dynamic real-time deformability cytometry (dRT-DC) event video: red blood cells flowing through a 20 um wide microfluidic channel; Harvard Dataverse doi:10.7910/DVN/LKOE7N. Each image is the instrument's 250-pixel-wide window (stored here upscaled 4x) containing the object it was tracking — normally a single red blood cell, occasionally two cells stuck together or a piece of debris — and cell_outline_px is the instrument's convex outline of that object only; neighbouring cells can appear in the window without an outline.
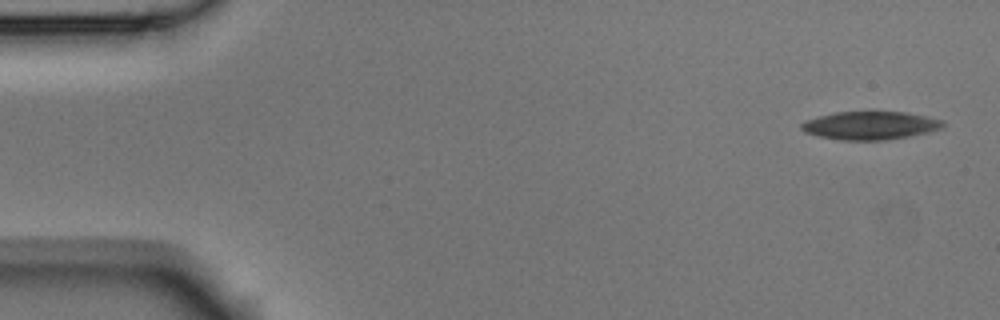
{"species": "Egyptian fruit bat (a non-hibernating species)", "species_latin": "Rousettus aegyptiacus", "temperature_condition": "room temperature", "stored_images_in_passage": 4, "camera_frame_rate_fps": 3000, "um_per_image_px": 0.085, "animal": {"sex": "male"}, "frame": {"image": 1, "passage_image": 1, "time_ms": 0.0, "image_size_px": [1000, 320], "cell_outline_px": [[948, 124], [944, 128], [928, 132], [908, 136], [884, 140], [840, 140], [820, 136], [804, 132], [800, 128], [800, 124], [804, 120], [836, 112], [872, 108], [904, 112], [928, 116], [944, 120]], "centroid_in_image_um": [74.01, 10.61], "position_along_channel_um": 11.0, "area_um2": 24.33}}
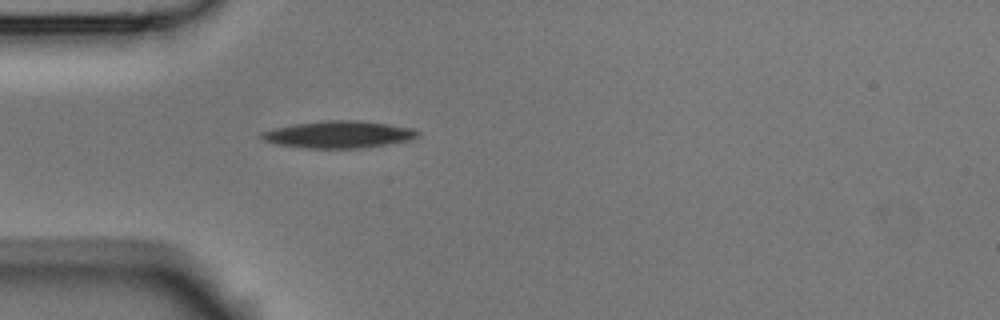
{"frame": {"image": 2, "passage_image": 4, "time_ms": 1.0, "image_size_px": [1000, 320], "cell_outline_px": [[420, 136], [408, 140], [388, 144], [364, 148], [304, 148], [276, 144], [264, 140], [260, 136], [260, 132], [292, 124], [328, 120], [352, 120], [388, 124], [412, 128], [420, 132]], "centroid_in_image_um": [28.79, 11.43], "position_along_channel_um": 56.2, "area_um2": 24.57}}